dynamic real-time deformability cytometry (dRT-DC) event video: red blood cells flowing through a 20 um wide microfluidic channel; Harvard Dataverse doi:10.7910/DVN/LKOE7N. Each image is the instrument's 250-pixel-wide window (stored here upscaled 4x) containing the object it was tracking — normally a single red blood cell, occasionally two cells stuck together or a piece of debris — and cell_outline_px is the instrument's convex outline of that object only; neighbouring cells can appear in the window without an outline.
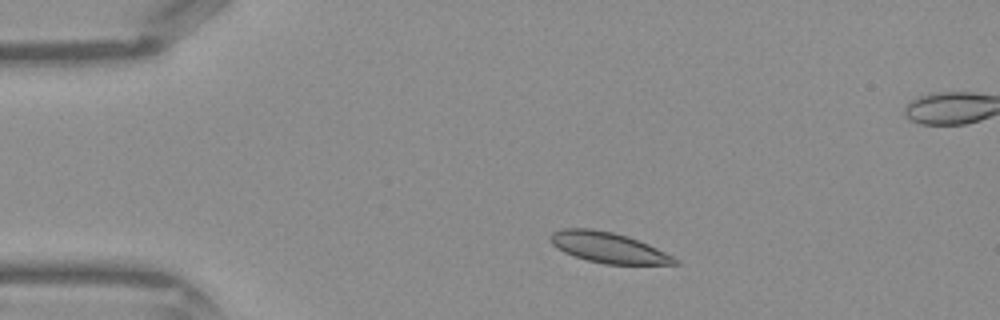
{"species": "Egyptian fruit bat (a non-hibernating species)", "species_latin": "Rousettus aegyptiacus", "temperature_condition": "warm", "stored_images_in_passage": 38, "camera_frame_rate_fps": 3000, "um_per_image_px": 0.085, "frame": {"image": 1, "passage_image": 3, "time_ms": 0.667, "image_size_px": [1000, 320], "cell_outline_px": [[680, 264], [604, 264], [588, 260], [564, 252], [552, 244], [548, 236], [552, 232], [564, 228], [592, 228], [612, 232], [628, 236], [648, 244], [680, 260]], "centroid_in_image_um": [51.69, 21.03], "position_along_channel_um": 33.3, "area_um2": 22.02}}
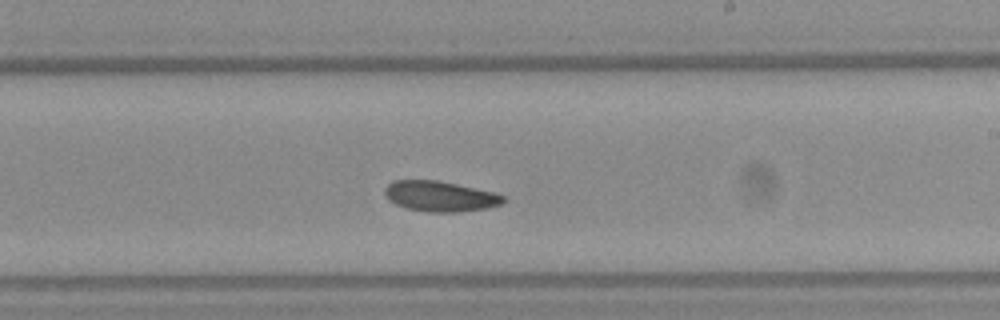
{"frame": {"image": 2, "passage_image": 20, "time_ms": 6.333, "image_size_px": [1000, 320], "cell_outline_px": [[504, 200], [500, 204], [488, 208], [460, 212], [428, 212], [404, 208], [388, 200], [384, 192], [384, 188], [392, 180], [436, 180], [456, 184], [492, 192], [504, 196]], "centroid_in_image_um": [37.35, 16.69], "position_along_channel_um": 251.7, "area_um2": 20.98}}
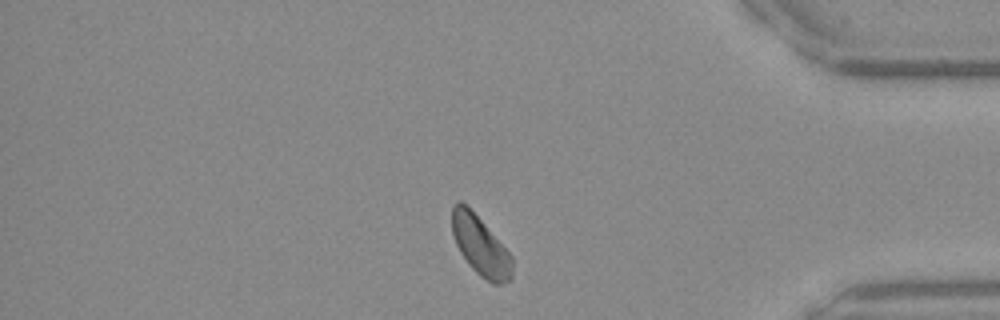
{"frame": {"image": 3, "passage_image": 31, "time_ms": 10.0, "image_size_px": [1000, 320], "cell_outline_px": [[512, 280], [500, 284], [492, 284], [480, 276], [468, 264], [460, 252], [456, 244], [452, 232], [452, 204], [460, 200], [484, 224], [512, 256]], "centroid_in_image_um": [40.83, 20.94], "position_along_channel_um": 394.4, "area_um2": 20.52}}